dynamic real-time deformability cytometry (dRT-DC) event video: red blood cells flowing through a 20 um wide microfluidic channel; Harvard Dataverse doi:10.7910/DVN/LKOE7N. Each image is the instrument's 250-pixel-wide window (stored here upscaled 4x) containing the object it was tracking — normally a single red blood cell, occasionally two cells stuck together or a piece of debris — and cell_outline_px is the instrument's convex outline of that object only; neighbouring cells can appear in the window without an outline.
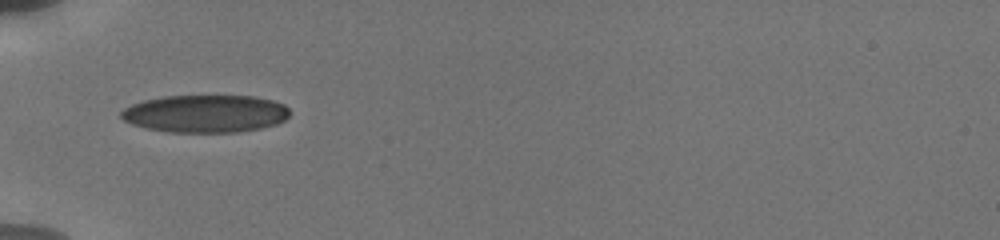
{"species": "human", "species_latin": "Homo sapiens", "temperature_condition": "cold", "stored_images_in_passage": 57, "camera_frame_rate_fps": 3000, "um_per_image_px": 0.085, "donor": {"sex": "male"}, "frame": {"image": 1, "passage_image": 1, "time_ms": 0.0, "image_size_px": [1000, 240], "cell_outline_px": [[288, 116], [284, 120], [276, 124], [260, 128], [236, 132], [168, 132], [148, 128], [132, 124], [124, 120], [120, 116], [120, 112], [124, 108], [132, 104], [144, 100], [164, 96], [256, 96], [272, 100], [284, 104], [288, 108]], "centroid_in_image_um": [17.45, 9.65], "position_along_channel_um": 67.5, "area_um2": 36.88}}
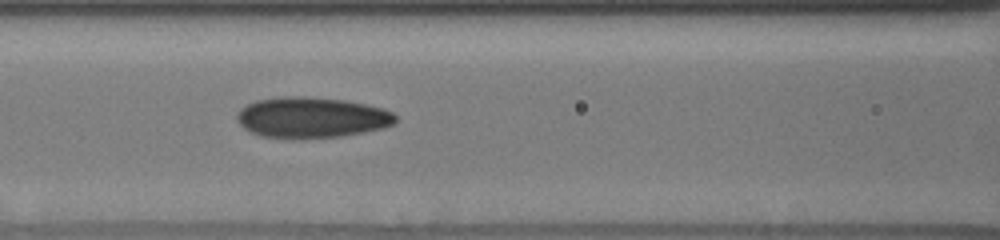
{"frame": {"image": 2, "passage_image": 12, "time_ms": 2.0, "image_size_px": [1000, 240], "cell_outline_px": [[396, 120], [392, 124], [384, 128], [340, 136], [260, 136], [248, 132], [236, 120], [236, 112], [240, 108], [256, 100], [284, 96], [304, 96], [344, 100], [364, 104], [380, 108], [392, 112], [396, 116]], "centroid_in_image_um": [26.44, 9.95], "position_along_channel_um": 140.2, "area_um2": 36.88}}
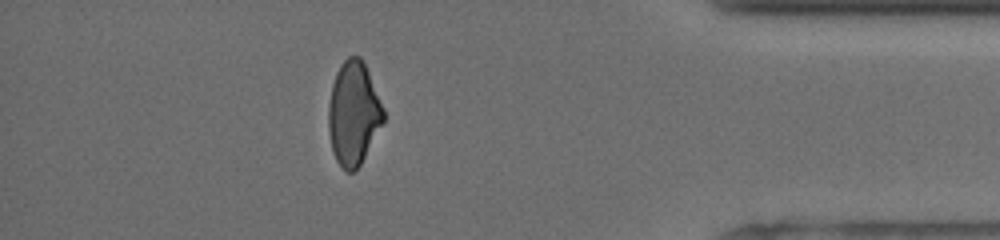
{"frame": {"image": 3, "passage_image": 47, "time_ms": 9.667, "image_size_px": [1000, 240], "cell_outline_px": [[384, 120], [360, 164], [352, 172], [348, 172], [336, 160], [332, 148], [328, 128], [328, 108], [332, 84], [336, 72], [340, 64], [348, 56], [360, 56], [368, 72], [384, 108]], "centroid_in_image_um": [30.03, 9.6], "position_along_channel_um": 405.2, "area_um2": 32.71}, "authors_computed_cell_mechanics": {"area_um2": 35.7204, "velocity_mm_per_s": 3.8549, "shape_relaxation_time_tau1_ms": 7.8588, "shape_relaxation_time_tau2_ms": 1.9198, "deformation_change_tau1": 0.1721, "deformation_change_tau2": 0.0776}}